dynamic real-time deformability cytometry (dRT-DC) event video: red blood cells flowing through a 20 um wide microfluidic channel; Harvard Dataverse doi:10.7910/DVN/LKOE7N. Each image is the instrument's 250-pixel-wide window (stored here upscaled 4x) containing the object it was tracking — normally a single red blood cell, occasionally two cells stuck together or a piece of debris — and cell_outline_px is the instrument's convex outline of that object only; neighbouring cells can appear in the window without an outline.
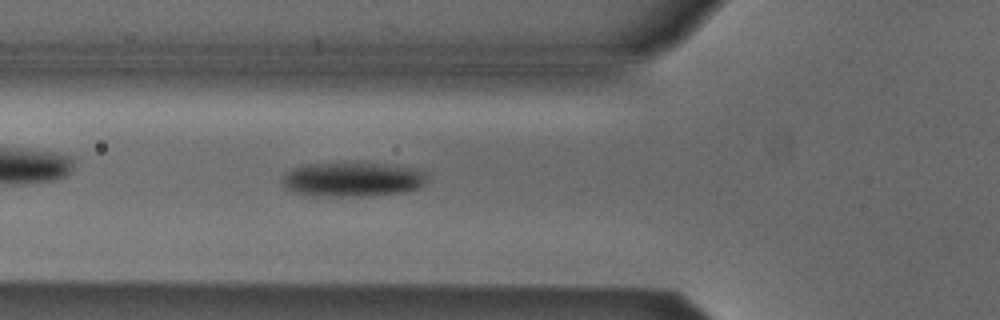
{"species": "Egyptian fruit bat (a non-hibernating species)", "species_latin": "Rousettus aegyptiacus", "temperature_condition": "cold", "stored_images_in_passage": 38, "camera_frame_rate_fps": 3000, "um_per_image_px": 0.085, "animal": {"sex": "male"}, "frame": {"image": 1, "passage_image": 10, "time_ms": 3.0, "image_size_px": [1000, 320], "cell_outline_px": [[428, 176], [424, 184], [420, 188], [404, 192], [360, 196], [332, 196], [292, 192], [284, 184], [284, 176], [292, 168], [304, 164], [388, 164], [416, 168], [424, 172]], "centroid_in_image_um": [30.04, 15.25], "position_along_channel_um": 95.8, "area_um2": 28.5}}
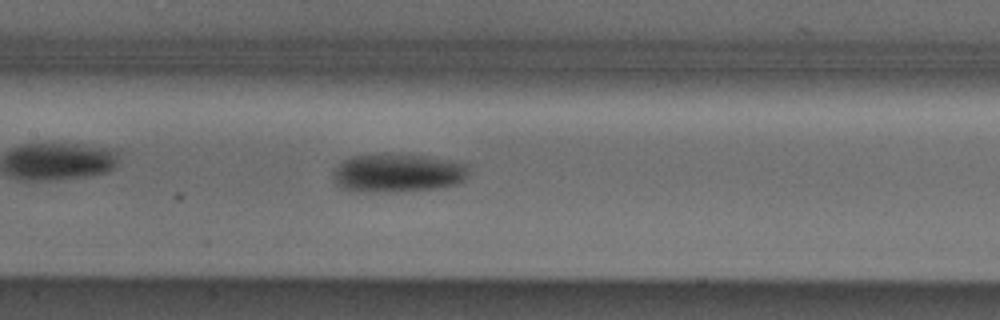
{"frame": {"image": 2, "passage_image": 16, "time_ms": 5.0, "image_size_px": [1000, 320], "cell_outline_px": [[468, 176], [460, 184], [440, 188], [396, 192], [352, 192], [340, 188], [332, 180], [332, 172], [344, 160], [352, 156], [424, 156], [448, 160], [468, 164]], "centroid_in_image_um": [33.8, 14.76], "position_along_channel_um": 173.6, "area_um2": 30.35}}
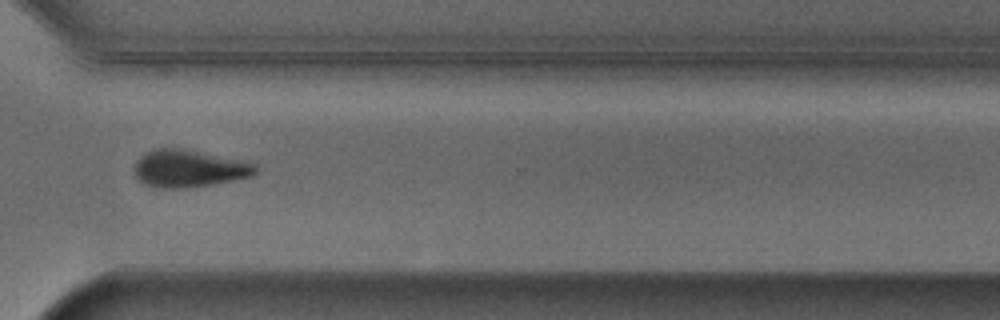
{"frame": {"image": 3, "passage_image": 30, "time_ms": 9.667, "image_size_px": [1000, 320], "cell_outline_px": [[256, 172], [252, 176], [236, 180], [212, 184], [184, 188], [156, 188], [144, 184], [136, 176], [136, 160], [144, 152], [156, 148], [184, 148], [256, 164]], "centroid_in_image_um": [16.03, 14.32], "position_along_channel_um": 354.6, "area_um2": 26.24}, "authors_computed_cell_mechanics": {"area_um2": 28.3798, "velocity_mm_per_s": 3.8726, "shape_relaxation_time_tau1_ms": 3.2857, "shape_relaxation_time_tau2_ms": null, "deformation_change_tau1": 0.117, "deformation_change_tau2": null}}